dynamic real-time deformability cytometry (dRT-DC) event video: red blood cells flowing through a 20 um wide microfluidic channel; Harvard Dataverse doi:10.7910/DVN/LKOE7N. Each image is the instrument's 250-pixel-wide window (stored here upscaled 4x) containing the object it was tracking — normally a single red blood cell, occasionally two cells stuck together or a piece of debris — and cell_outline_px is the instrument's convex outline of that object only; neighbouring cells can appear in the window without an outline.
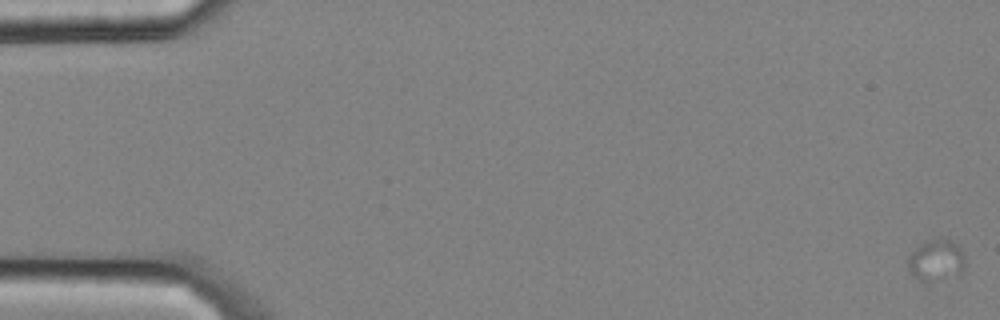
{"species": "common noctule bat (a hibernating species)", "species_latin": "Nyctalus noctula", "temperature_condition": "cold", "stored_images_in_passage": 6, "camera_frame_rate_fps": 3000, "um_per_image_px": 0.085, "animal": {"sex": "male", "body_mass_g": 20.4}, "frame": {"image": 1, "passage_image": 1, "time_ms": 0.0, "image_size_px": [1000, 320], "cell_outline_px": [[964, 272], [960, 276], [924, 284], [912, 276], [908, 268], [908, 256], [924, 240], [944, 236], [956, 244], [960, 248], [964, 256]], "centroid_in_image_um": [79.58, 22.15], "position_along_channel_um": 5.4, "area_um2": 14.62}}
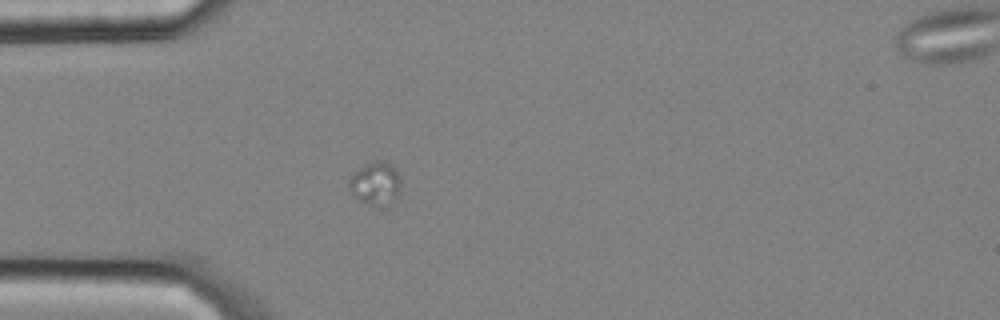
{"frame": {"image": 2, "passage_image": 5, "time_ms": 1.333, "image_size_px": [1000, 320], "cell_outline_px": [[400, 192], [396, 196], [372, 204], [360, 200], [348, 188], [348, 180], [364, 164], [372, 160], [384, 160], [392, 164], [400, 176]], "centroid_in_image_um": [31.91, 15.46], "position_along_channel_um": 53.1, "area_um2": 12.31}}